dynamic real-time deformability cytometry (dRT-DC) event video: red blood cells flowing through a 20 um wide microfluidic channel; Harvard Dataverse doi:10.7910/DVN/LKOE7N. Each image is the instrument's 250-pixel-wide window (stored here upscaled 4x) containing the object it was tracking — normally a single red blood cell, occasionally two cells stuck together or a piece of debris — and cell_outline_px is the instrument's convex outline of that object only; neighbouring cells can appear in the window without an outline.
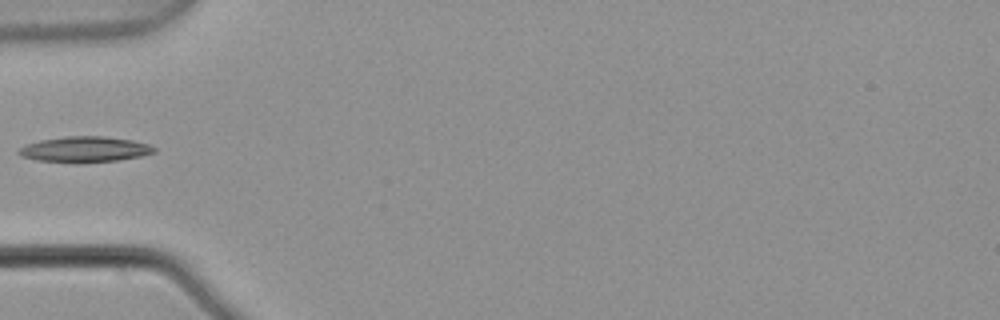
{"species": "common noctule bat (a hibernating species)", "species_latin": "Nyctalus noctula", "temperature_condition": "warm", "stored_images_in_passage": 5, "camera_frame_rate_fps": 3000, "um_per_image_px": 0.085, "animal": {"sex": "male", "body_mass_g": 21.5, "forearm_length_mm": 52.0}, "frame": {"image": 1, "passage_image": 5, "time_ms": 1.333, "image_size_px": [1000, 320], "cell_outline_px": [[156, 152], [140, 156], [116, 160], [80, 164], [76, 164], [36, 160], [20, 156], [16, 152], [20, 148], [28, 144], [40, 140], [64, 136], [104, 136], [132, 140], [148, 144], [156, 148]], "centroid_in_image_um": [7.18, 12.71], "position_along_channel_um": 77.8, "area_um2": 20.52}}